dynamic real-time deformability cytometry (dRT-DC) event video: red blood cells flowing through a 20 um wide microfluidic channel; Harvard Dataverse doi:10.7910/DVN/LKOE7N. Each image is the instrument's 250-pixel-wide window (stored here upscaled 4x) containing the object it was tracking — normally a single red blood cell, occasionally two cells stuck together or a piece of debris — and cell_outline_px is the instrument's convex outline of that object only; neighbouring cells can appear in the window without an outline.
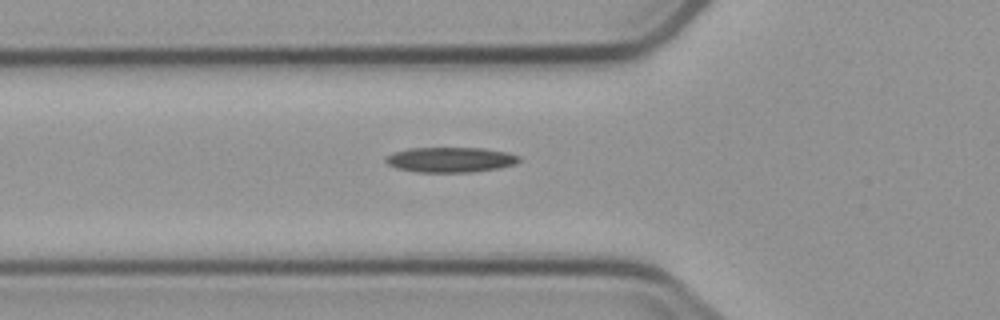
{"species": "common noctule bat (a hibernating species)", "species_latin": "Nyctalus noctula", "temperature_condition": "cold", "stored_images_in_passage": 5, "camera_frame_rate_fps": 3000, "um_per_image_px": 0.085, "animal": {"sex": "male", "body_mass_g": 23.1, "forearm_length_mm": 52.7}, "frame": {"image": 1, "passage_image": 5, "time_ms": 4.333, "image_size_px": [1000, 320], "cell_outline_px": [[520, 160], [516, 164], [496, 168], [472, 172], [420, 172], [400, 168], [388, 164], [384, 160], [384, 156], [392, 152], [408, 148], [484, 148], [508, 152], [520, 156]], "centroid_in_image_um": [38.29, 13.56], "position_along_channel_um": 87.5, "area_um2": 19.54}}